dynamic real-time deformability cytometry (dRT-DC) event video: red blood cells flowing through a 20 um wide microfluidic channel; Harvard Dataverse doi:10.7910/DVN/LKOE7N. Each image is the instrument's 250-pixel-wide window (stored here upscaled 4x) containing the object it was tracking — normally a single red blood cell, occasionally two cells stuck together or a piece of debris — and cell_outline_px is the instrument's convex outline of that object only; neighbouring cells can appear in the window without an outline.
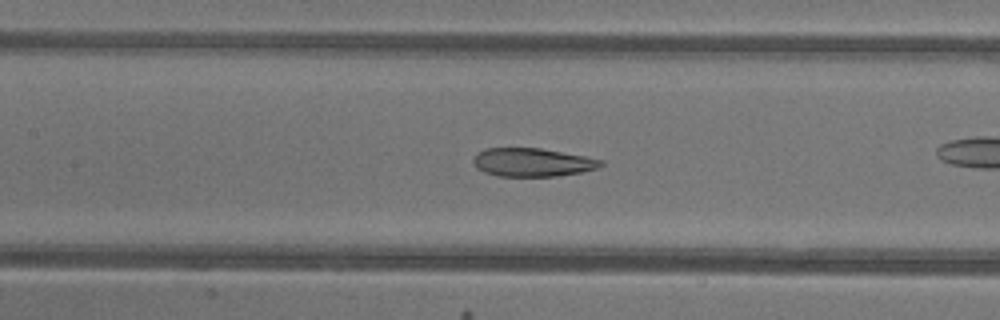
{"species": "common noctule bat (a hibernating species)", "species_latin": "Nyctalus noctula", "temperature_condition": "warm", "stored_images_in_passage": 39, "camera_frame_rate_fps": 3000, "um_per_image_px": 0.085, "animal": {"sex": "female"}, "frame": {"image": 1, "passage_image": 23, "time_ms": 7.333, "image_size_px": [1000, 320], "cell_outline_px": [[604, 164], [596, 168], [580, 172], [556, 176], [496, 176], [484, 172], [476, 168], [472, 160], [476, 152], [484, 148], [540, 148], [584, 156], [604, 160]], "centroid_in_image_um": [45.2, 13.79], "position_along_channel_um": 162.2, "area_um2": 21.15}}